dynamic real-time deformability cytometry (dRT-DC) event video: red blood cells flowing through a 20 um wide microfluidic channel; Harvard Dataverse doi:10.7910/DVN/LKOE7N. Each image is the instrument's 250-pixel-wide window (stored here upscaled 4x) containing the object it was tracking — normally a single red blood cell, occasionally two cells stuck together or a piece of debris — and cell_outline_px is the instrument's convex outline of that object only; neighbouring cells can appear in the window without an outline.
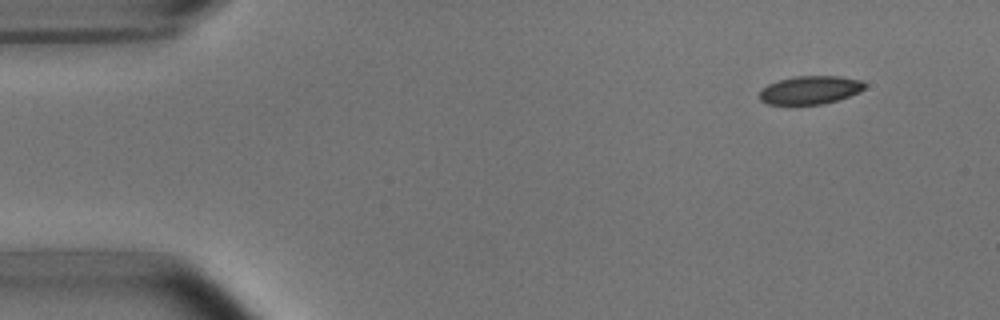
{"species": "common noctule bat (a hibernating species)", "species_latin": "Nyctalus noctula", "temperature_condition": "room temperature", "stored_images_in_passage": 5, "camera_frame_rate_fps": 3000, "um_per_image_px": 0.085, "animal": {"sex": "male", "body_mass_g": 15.6}, "frame": {"image": 1, "passage_image": 2, "time_ms": 1.0, "image_size_px": [1000, 320], "cell_outline_px": [[864, 88], [860, 92], [836, 100], [820, 104], [768, 104], [760, 100], [760, 92], [768, 84], [780, 80], [796, 76], [840, 76], [860, 80], [864, 84]], "centroid_in_image_um": [68.86, 7.64], "position_along_channel_um": 16.1, "area_um2": 16.99}}
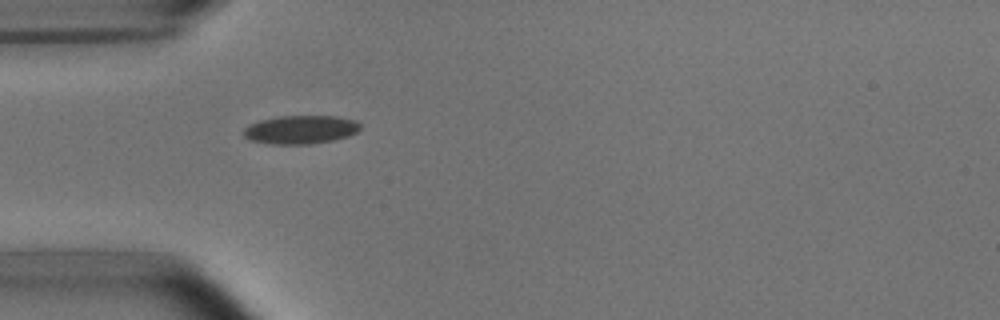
{"frame": {"image": 2, "passage_image": 5, "time_ms": 4.667, "image_size_px": [1000, 320], "cell_outline_px": [[360, 128], [356, 132], [348, 136], [332, 140], [308, 144], [272, 144], [252, 140], [244, 136], [244, 128], [248, 124], [260, 120], [280, 116], [336, 116], [356, 120], [360, 124]], "centroid_in_image_um": [25.55, 11.01], "position_along_channel_um": 59.4, "area_um2": 19.25}}